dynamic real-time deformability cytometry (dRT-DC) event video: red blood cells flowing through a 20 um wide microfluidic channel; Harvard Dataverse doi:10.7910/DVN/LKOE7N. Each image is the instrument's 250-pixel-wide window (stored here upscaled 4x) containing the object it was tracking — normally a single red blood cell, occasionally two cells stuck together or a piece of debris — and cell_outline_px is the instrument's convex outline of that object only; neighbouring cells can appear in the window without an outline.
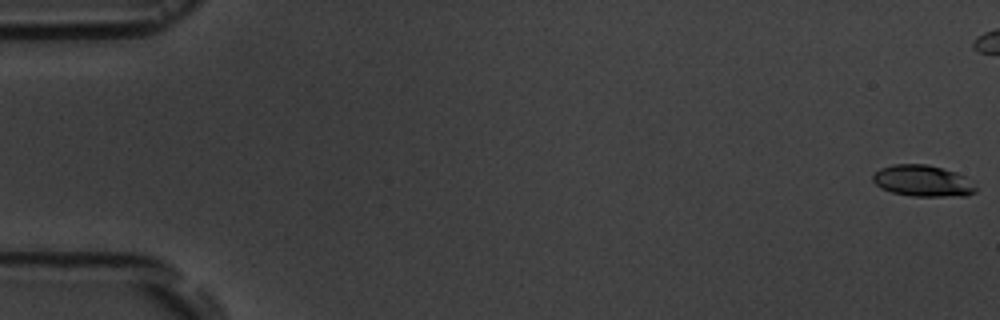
{"species": "common noctule bat (a hibernating species)", "species_latin": "Nyctalus noctula", "temperature_condition": "room temperature", "stored_images_in_passage": 6, "camera_frame_rate_fps": 3000, "um_per_image_px": 0.085, "animal": {"sex": "male", "body_mass_g": 19.5, "forearm_length_mm": 54.6}, "frame": {"image": 1, "passage_image": 1, "time_ms": 0.0, "image_size_px": [1000, 320], "cell_outline_px": [[976, 192], [968, 196], [912, 196], [892, 192], [880, 188], [872, 180], [872, 176], [880, 168], [892, 164], [928, 164], [956, 172], [964, 176], [976, 188]], "centroid_in_image_um": [78.42, 15.37], "position_along_channel_um": 6.6, "area_um2": 18.84}}
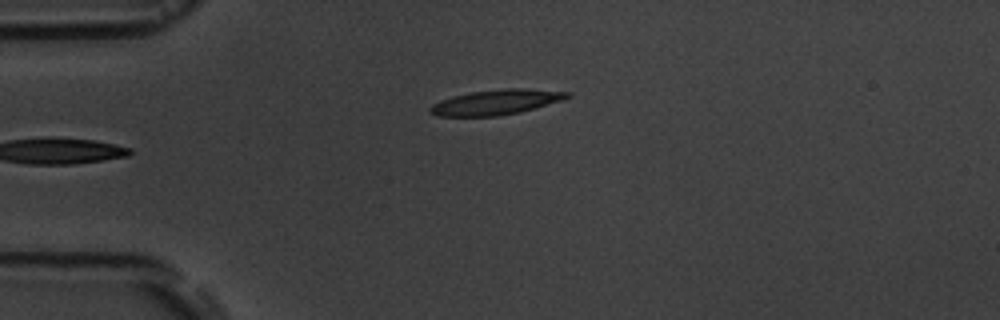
{"frame": {"image": 2, "passage_image": 6, "time_ms": 6.333, "image_size_px": [1000, 320], "cell_outline_px": [[572, 96], [564, 100], [520, 112], [496, 116], [436, 116], [428, 112], [428, 108], [432, 104], [440, 100], [452, 96], [472, 92], [508, 88], [524, 88], [572, 92]], "centroid_in_image_um": [42.18, 8.68], "position_along_channel_um": 42.8, "area_um2": 20.17}}